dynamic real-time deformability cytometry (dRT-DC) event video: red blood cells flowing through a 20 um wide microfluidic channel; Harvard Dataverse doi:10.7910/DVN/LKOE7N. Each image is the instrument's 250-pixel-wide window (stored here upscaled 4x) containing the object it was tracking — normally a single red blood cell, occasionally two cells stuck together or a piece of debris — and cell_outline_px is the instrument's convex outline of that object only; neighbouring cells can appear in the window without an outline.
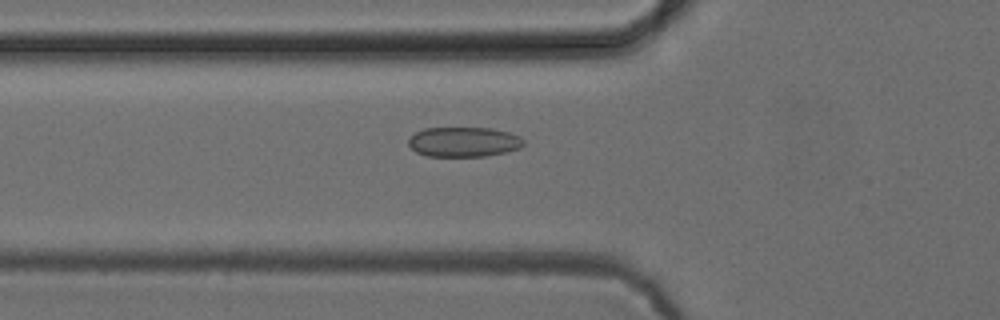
{"species": "common noctule bat (a hibernating species)", "species_latin": "Nyctalus noctula", "temperature_condition": "cold", "stored_images_in_passage": 53, "camera_frame_rate_fps": 3000, "um_per_image_px": 0.085, "animal": {"sex": "female", "body_mass_g": 24.6, "forearm_length_mm": 56.2}, "frame": {"image": 1, "passage_image": 19, "time_ms": 6.0, "image_size_px": [1000, 320], "cell_outline_px": [[524, 144], [520, 148], [508, 152], [484, 156], [428, 156], [416, 152], [408, 144], [408, 140], [416, 132], [424, 128], [492, 128], [508, 132], [520, 136], [524, 140]], "centroid_in_image_um": [39.44, 12.06], "position_along_channel_um": 86.4, "area_um2": 20.06}}
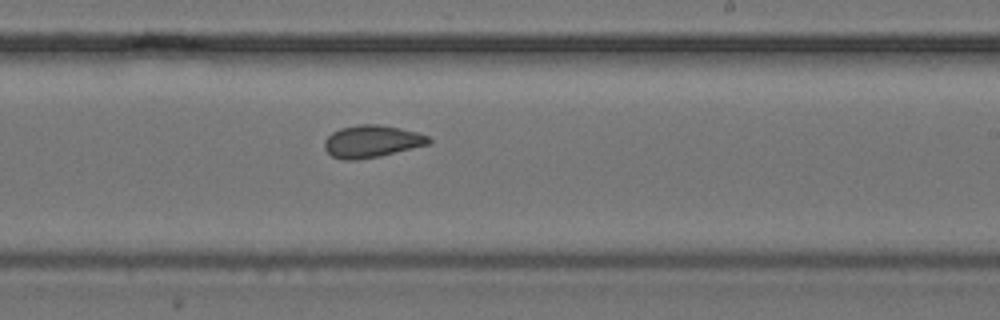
{"frame": {"image": 2, "passage_image": 32, "time_ms": 10.333, "image_size_px": [1000, 320], "cell_outline_px": [[432, 140], [428, 144], [380, 156], [360, 160], [340, 160], [332, 156], [324, 148], [324, 140], [332, 132], [340, 128], [360, 124], [380, 124], [400, 128], [416, 132], [428, 136]], "centroid_in_image_um": [31.56, 12.02], "position_along_channel_um": 257.4, "area_um2": 19.65}}
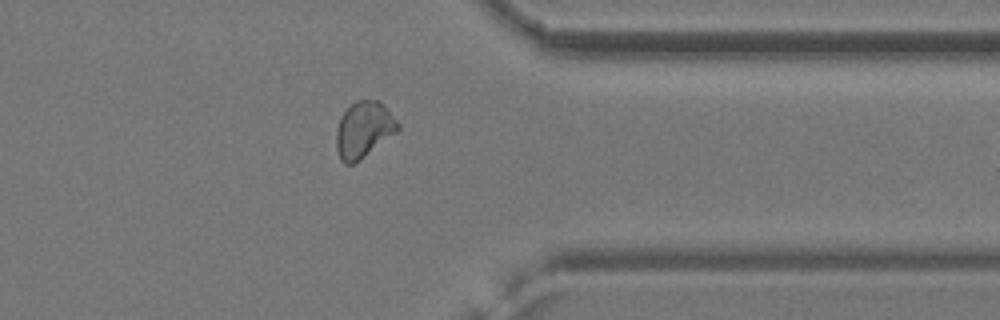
{"frame": {"image": 3, "passage_image": 42, "time_ms": 13.667, "image_size_px": [1000, 320], "cell_outline_px": [[400, 132], [352, 164], [344, 164], [340, 160], [336, 148], [336, 128], [340, 116], [356, 100], [380, 100], [400, 124]], "centroid_in_image_um": [30.94, 11.02], "position_along_channel_um": 380.5, "area_um2": 20.4}, "authors_computed_cell_mechanics": {"area_um2": 19.941, "velocity_mm_per_s": 3.9324, "shape_relaxation_time_tau1_ms": null, "shape_relaxation_time_tau2_ms": 2.0616, "deformation_change_tau1": null, "deformation_change_tau2": 0.0629}}